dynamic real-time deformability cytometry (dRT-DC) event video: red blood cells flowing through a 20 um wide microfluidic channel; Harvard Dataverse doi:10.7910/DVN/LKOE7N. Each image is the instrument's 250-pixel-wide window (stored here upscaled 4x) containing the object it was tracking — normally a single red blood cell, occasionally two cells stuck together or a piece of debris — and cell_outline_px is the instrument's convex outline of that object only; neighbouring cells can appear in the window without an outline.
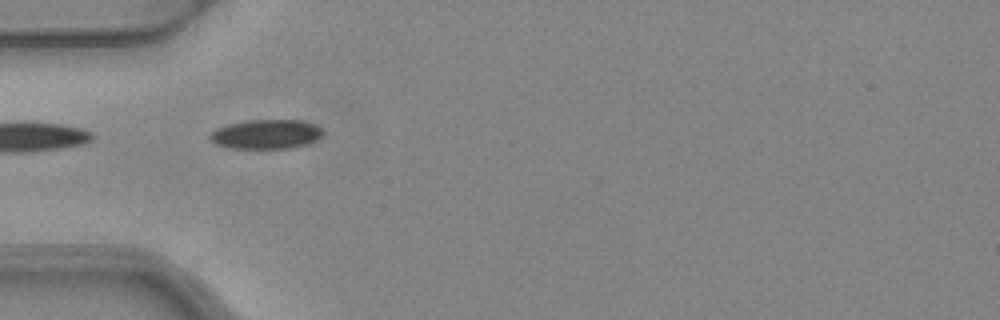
{"species": "common noctule bat (a hibernating species)", "species_latin": "Nyctalus noctula", "temperature_condition": "warm", "stored_images_in_passage": 5, "segment_of_instrument_passage": [2, 2], "camera_frame_rate_fps": 3000, "um_per_image_px": 0.085, "animal": {"sex": "female", "body_mass_g": 24.6, "forearm_length_mm": 56.2}, "frame": {"image": 1, "passage_image": 5, "time_ms": 1.333, "image_size_px": [1000, 320], "cell_outline_px": [[324, 132], [316, 140], [308, 144], [288, 148], [228, 148], [216, 144], [208, 136], [216, 128], [228, 124], [248, 120], [304, 120], [316, 124]], "centroid_in_image_um": [22.64, 11.4], "position_along_channel_um": 62.4, "area_um2": 19.36}}